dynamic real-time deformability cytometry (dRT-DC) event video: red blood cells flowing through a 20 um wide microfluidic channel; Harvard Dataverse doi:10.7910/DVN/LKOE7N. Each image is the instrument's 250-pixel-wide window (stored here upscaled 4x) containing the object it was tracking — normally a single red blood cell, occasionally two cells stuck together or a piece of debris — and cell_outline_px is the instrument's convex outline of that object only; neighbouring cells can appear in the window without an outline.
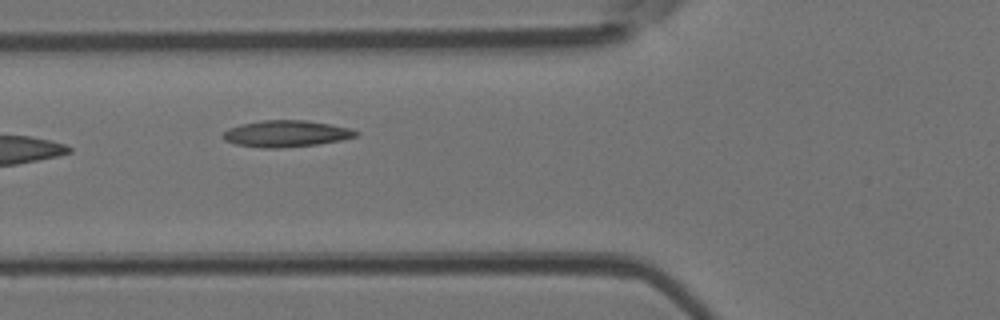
{"species": "Egyptian fruit bat (a non-hibernating species)", "species_latin": "Rousettus aegyptiacus", "temperature_condition": "room temperature", "stored_images_in_passage": 7, "camera_frame_rate_fps": 3000, "um_per_image_px": 0.085, "animal": {"sex": "female"}, "frame": {"image": 1, "passage_image": 6, "time_ms": 1.667, "image_size_px": [1000, 320], "cell_outline_px": [[360, 132], [356, 136], [340, 140], [316, 144], [276, 148], [260, 148], [236, 144], [224, 140], [224, 132], [228, 128], [240, 124], [264, 120], [308, 120], [348, 128]], "centroid_in_image_um": [24.29, 11.35], "position_along_channel_um": 101.5, "area_um2": 20.29}}
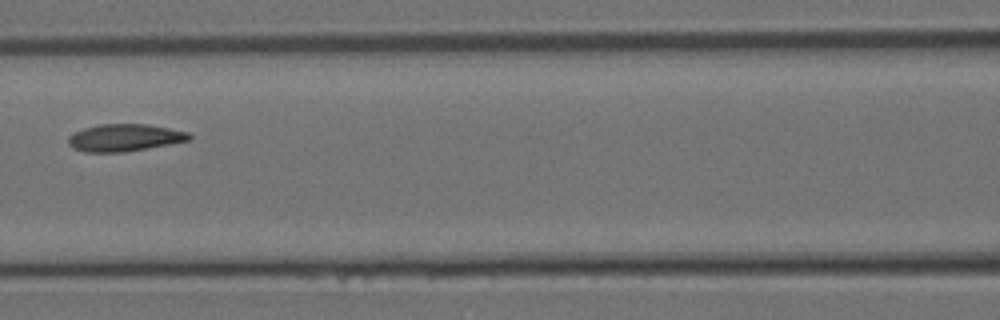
{"frame": {"image": 2, "passage_image": 7, "time_ms": 2.0, "image_size_px": [1000, 320], "cell_outline_px": [[192, 140], [124, 152], [84, 152], [72, 148], [68, 144], [68, 136], [72, 132], [84, 128], [100, 124], [148, 124], [188, 132], [192, 136]], "centroid_in_image_um": [10.56, 11.7], "position_along_channel_um": 156.0, "area_um2": 19.31}}